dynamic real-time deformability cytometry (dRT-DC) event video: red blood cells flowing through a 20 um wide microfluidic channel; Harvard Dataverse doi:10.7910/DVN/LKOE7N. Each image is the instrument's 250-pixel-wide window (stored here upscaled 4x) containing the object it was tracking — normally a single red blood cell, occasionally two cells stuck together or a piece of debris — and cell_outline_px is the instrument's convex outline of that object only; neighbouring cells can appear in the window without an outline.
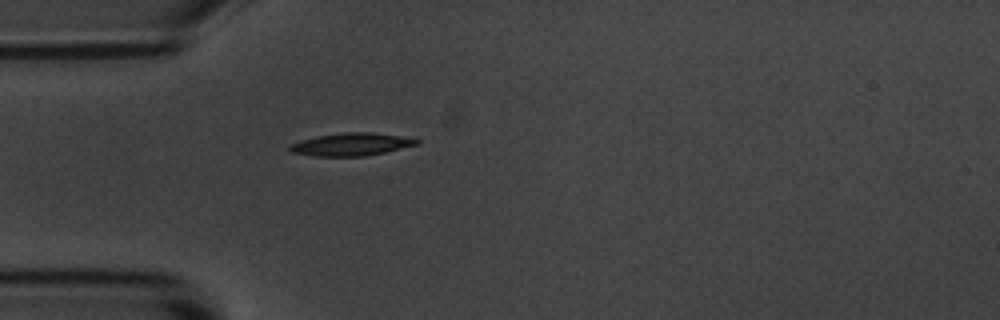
{"species": "common noctule bat (a hibernating species)", "species_latin": "Nyctalus noctula", "temperature_condition": "room temperature", "stored_images_in_passage": 1, "camera_frame_rate_fps": 3000, "um_per_image_px": 0.085, "animal": {"sex": "male", "body_mass_g": 20.1, "forearm_length_mm": 53.5}, "frame": {"image": 1, "passage_image": 1, "time_ms": 0.0, "image_size_px": [1000, 320], "cell_outline_px": [[420, 144], [384, 152], [364, 156], [312, 156], [292, 152], [288, 148], [292, 144], [300, 140], [316, 136], [344, 132], [372, 132], [416, 136], [420, 140]], "centroid_in_image_um": [29.97, 12.25], "position_along_channel_um": 55.0, "area_um2": 17.17}}